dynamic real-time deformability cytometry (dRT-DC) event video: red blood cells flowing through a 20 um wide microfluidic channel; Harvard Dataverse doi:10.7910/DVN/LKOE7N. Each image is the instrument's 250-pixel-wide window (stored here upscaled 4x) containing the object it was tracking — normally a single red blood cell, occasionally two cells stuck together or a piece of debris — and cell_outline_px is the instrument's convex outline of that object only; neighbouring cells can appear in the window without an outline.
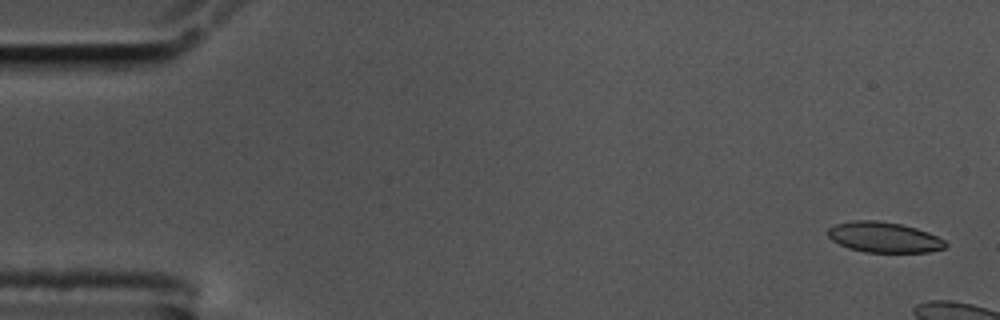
{"species": "common noctule bat (a hibernating species)", "species_latin": "Nyctalus noctula", "temperature_condition": "cold", "stored_images_in_passage": 9, "camera_frame_rate_fps": 3000, "um_per_image_px": 0.085, "animal": {"sex": "male", "body_mass_g": 17.5, "forearm_length_mm": 52.3}, "frame": {"image": 1, "passage_image": 2, "time_ms": 0.333, "image_size_px": [1000, 320], "cell_outline_px": [[948, 244], [944, 248], [928, 252], [864, 252], [848, 248], [832, 240], [828, 236], [828, 228], [836, 224], [852, 220], [876, 220], [900, 224], [916, 228], [928, 232], [944, 240]], "centroid_in_image_um": [75.12, 20.16], "position_along_channel_um": 9.9, "area_um2": 20.81}}